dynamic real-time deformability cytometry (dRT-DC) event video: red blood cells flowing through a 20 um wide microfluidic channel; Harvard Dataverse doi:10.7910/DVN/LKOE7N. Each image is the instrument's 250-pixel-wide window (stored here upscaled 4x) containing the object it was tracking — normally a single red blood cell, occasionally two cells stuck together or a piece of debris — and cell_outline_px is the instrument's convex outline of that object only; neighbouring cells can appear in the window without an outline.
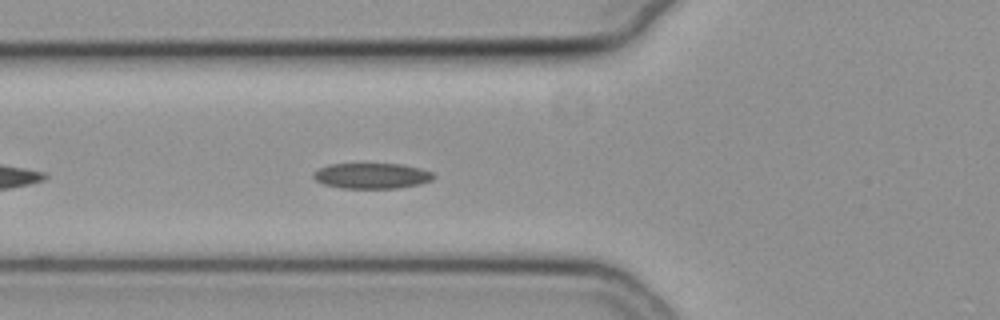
{"species": "common noctule bat (a hibernating species)", "species_latin": "Nyctalus noctula", "temperature_condition": "cold", "stored_images_in_passage": 41, "camera_frame_rate_fps": 3000, "um_per_image_px": 0.085, "animal": {"sex": "female", "body_mass_g": 19.3, "forearm_length_mm": 54.1}, "frame": {"image": 1, "passage_image": 6, "time_ms": 1.667, "image_size_px": [1000, 320], "cell_outline_px": [[436, 176], [432, 180], [420, 184], [396, 188], [340, 188], [324, 184], [316, 180], [312, 176], [312, 172], [328, 164], [404, 164], [420, 168], [432, 172]], "centroid_in_image_um": [31.6, 14.94], "position_along_channel_um": 94.2, "area_um2": 17.98}}
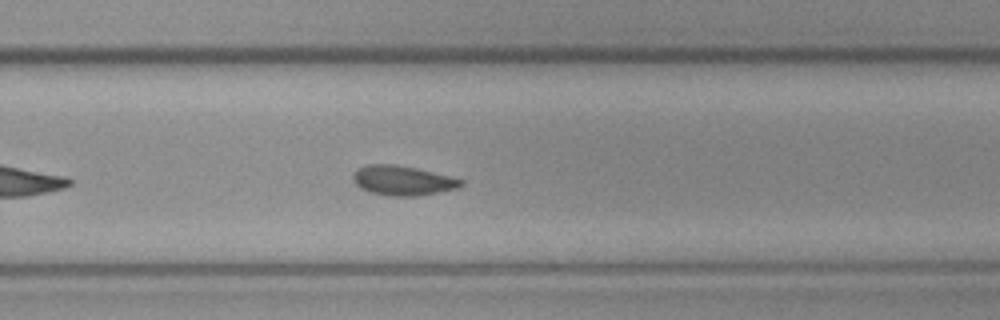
{"frame": {"image": 2, "passage_image": 22, "time_ms": 7.0, "image_size_px": [1000, 320], "cell_outline_px": [[464, 184], [456, 188], [416, 196], [388, 196], [368, 192], [360, 188], [352, 180], [352, 172], [356, 168], [368, 164], [396, 164], [416, 168], [452, 176], [464, 180]], "centroid_in_image_um": [34.17, 15.33], "position_along_channel_um": 295.6, "area_um2": 18.9}}
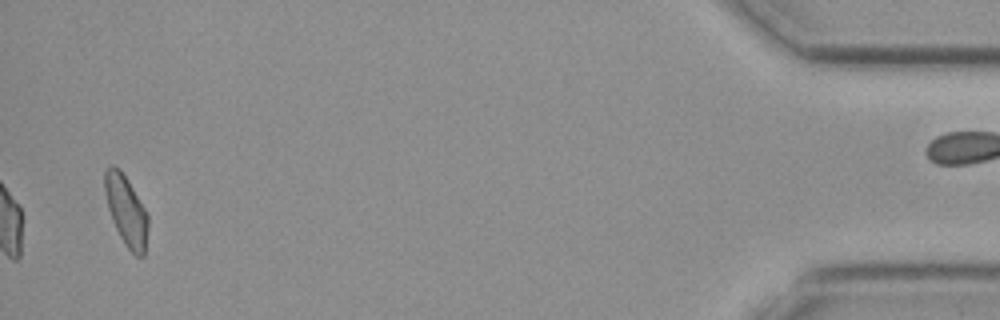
{"frame": {"image": 3, "passage_image": 39, "time_ms": 12.667, "image_size_px": [1000, 320], "cell_outline_px": [[148, 228], [144, 256], [136, 256], [124, 244], [112, 220], [108, 208], [104, 192], [104, 172], [112, 164], [120, 168], [128, 180], [144, 208], [148, 216]], "centroid_in_image_um": [10.71, 17.89], "position_along_channel_um": 424.5, "area_um2": 17.63}, "authors_computed_cell_mechanics": {"area_um2": 17.9758, "velocity_mm_per_s": 3.7758, "shape_relaxation_time_tau1_ms": null, "shape_relaxation_time_tau2_ms": 3.746, "deformation_change_tau1": null, "deformation_change_tau2": 0.0971}}